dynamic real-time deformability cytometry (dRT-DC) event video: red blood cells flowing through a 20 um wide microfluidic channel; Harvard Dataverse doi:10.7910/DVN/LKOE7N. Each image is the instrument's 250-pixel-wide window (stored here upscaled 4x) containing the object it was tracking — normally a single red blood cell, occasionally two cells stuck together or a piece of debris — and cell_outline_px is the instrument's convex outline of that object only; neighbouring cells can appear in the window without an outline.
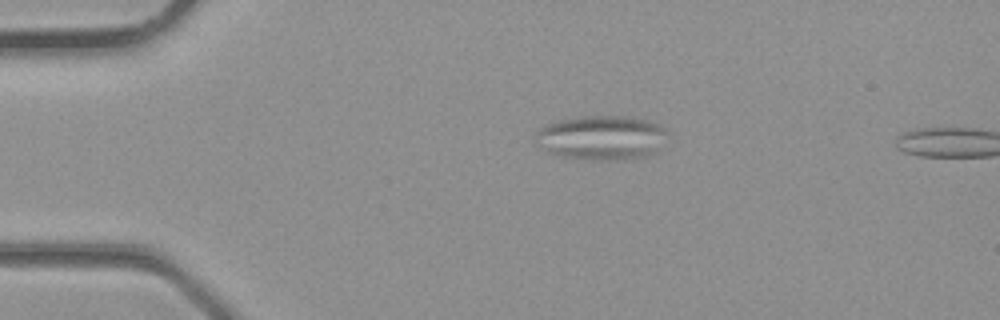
{"species": "common noctule bat (a hibernating species)", "species_latin": "Nyctalus noctula", "temperature_condition": "room temperature", "stored_images_in_passage": 3, "camera_frame_rate_fps": 3000, "um_per_image_px": 0.085, "animal": {"sex": "male", "body_mass_g": 23.1, "forearm_length_mm": 52.7}, "frame": {"image": 1, "passage_image": 2, "time_ms": 0.333, "image_size_px": [1000, 320], "cell_outline_px": [[668, 128], [656, 152], [648, 156], [608, 160], [588, 160], [564, 156], [548, 152], [536, 144], [536, 132], [540, 128], [548, 124], [560, 120], [580, 116], [624, 116], [648, 120], [660, 124]], "centroid_in_image_um": [51.13, 11.69], "position_along_channel_um": 33.9, "area_um2": 33.99}}